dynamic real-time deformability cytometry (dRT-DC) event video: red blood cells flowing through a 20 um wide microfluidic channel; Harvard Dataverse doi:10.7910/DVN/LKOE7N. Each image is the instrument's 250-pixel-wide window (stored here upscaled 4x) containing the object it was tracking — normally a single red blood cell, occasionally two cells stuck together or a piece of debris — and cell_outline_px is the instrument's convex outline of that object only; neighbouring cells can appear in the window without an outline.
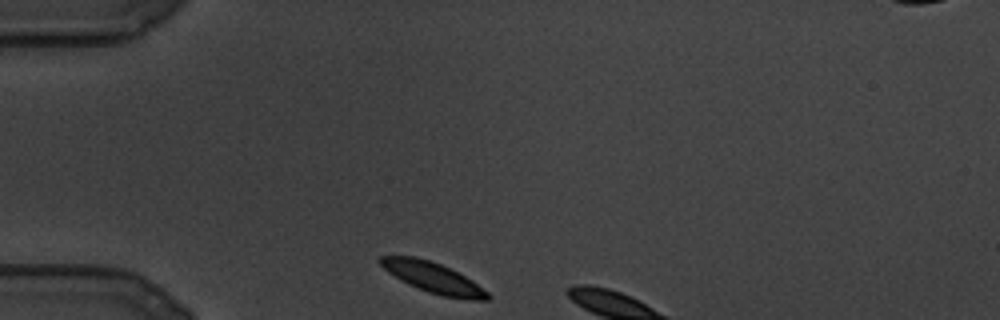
{"species": "common noctule bat (a hibernating species)", "species_latin": "Nyctalus noctula", "temperature_condition": "cold", "stored_images_in_passage": 5, "camera_frame_rate_fps": 3000, "um_per_image_px": 0.085, "animal": {"sex": "male", "body_mass_g": 19.5, "forearm_length_mm": 54.6}, "frame": {"image": 1, "passage_image": 1, "time_ms": 0.0, "image_size_px": [1000, 320], "cell_outline_px": [[492, 296], [488, 300], [472, 300], [444, 296], [428, 292], [408, 284], [400, 280], [388, 272], [376, 260], [380, 256], [416, 256], [440, 264], [472, 280], [488, 292]], "centroid_in_image_um": [36.79, 23.6], "position_along_channel_um": 48.2, "area_um2": 18.9}}